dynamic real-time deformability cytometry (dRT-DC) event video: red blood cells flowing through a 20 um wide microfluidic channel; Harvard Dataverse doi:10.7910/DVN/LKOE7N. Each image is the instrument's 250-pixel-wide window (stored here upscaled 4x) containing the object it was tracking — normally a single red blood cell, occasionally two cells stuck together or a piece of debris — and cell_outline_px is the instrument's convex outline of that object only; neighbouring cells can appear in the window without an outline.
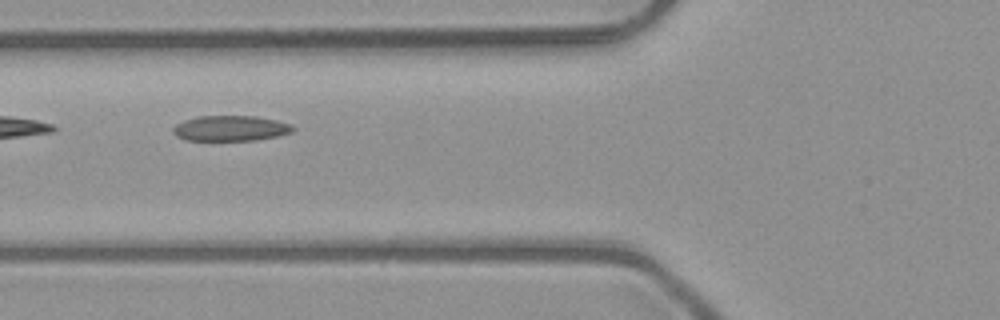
{"species": "common noctule bat (a hibernating species)", "species_latin": "Nyctalus noctula", "temperature_condition": "room temperature", "stored_images_in_passage": 6, "camera_frame_rate_fps": 3000, "um_per_image_px": 0.085, "animal": {"sex": "male", "body_mass_g": 23.1, "forearm_length_mm": 52.7}, "frame": {"image": 1, "passage_image": 4, "time_ms": 1.0, "image_size_px": [1000, 320], "cell_outline_px": [[296, 128], [292, 132], [280, 136], [256, 140], [184, 140], [176, 136], [172, 132], [172, 128], [176, 124], [184, 120], [196, 116], [256, 116], [276, 120], [292, 124]], "centroid_in_image_um": [19.61, 10.9], "position_along_channel_um": 106.2, "area_um2": 17.98}}
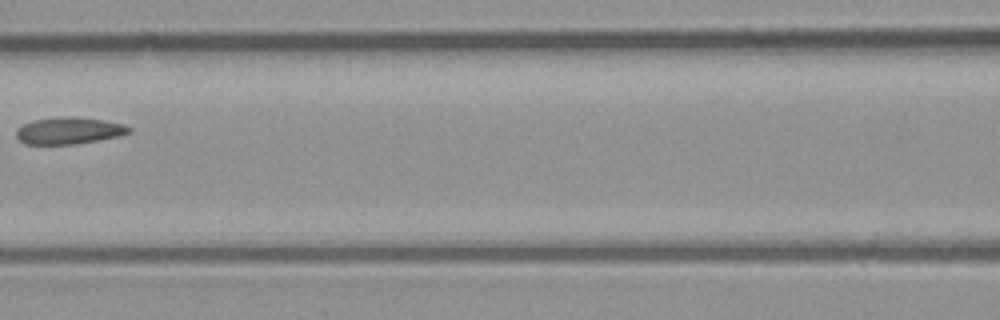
{"frame": {"image": 2, "passage_image": 5, "time_ms": 1.333, "image_size_px": [1000, 320], "cell_outline_px": [[132, 132], [116, 136], [76, 144], [24, 144], [16, 136], [16, 128], [32, 120], [60, 116], [76, 116], [104, 120], [124, 124], [132, 128]], "centroid_in_image_um": [5.84, 11.09], "position_along_channel_um": 160.8, "area_um2": 17.74}}
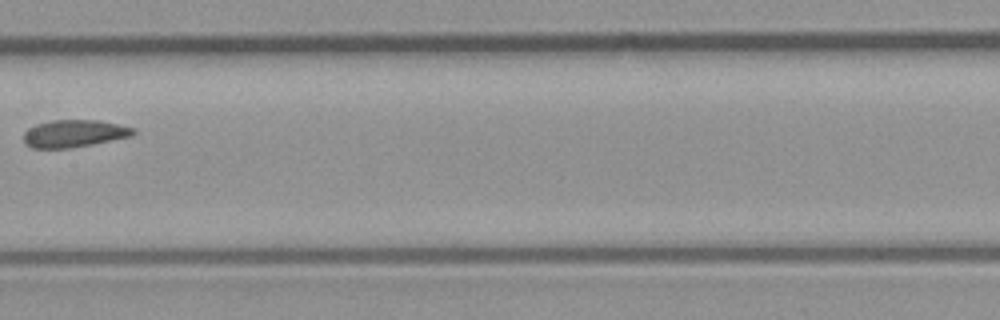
{"frame": {"image": 3, "passage_image": 6, "time_ms": 1.667, "image_size_px": [1000, 320], "cell_outline_px": [[136, 132], [132, 136], [92, 144], [68, 148], [32, 148], [24, 144], [24, 132], [28, 128], [36, 124], [52, 120], [100, 120], [136, 128]], "centroid_in_image_um": [6.3, 11.34], "position_along_channel_um": 201.1, "area_um2": 17.57}}